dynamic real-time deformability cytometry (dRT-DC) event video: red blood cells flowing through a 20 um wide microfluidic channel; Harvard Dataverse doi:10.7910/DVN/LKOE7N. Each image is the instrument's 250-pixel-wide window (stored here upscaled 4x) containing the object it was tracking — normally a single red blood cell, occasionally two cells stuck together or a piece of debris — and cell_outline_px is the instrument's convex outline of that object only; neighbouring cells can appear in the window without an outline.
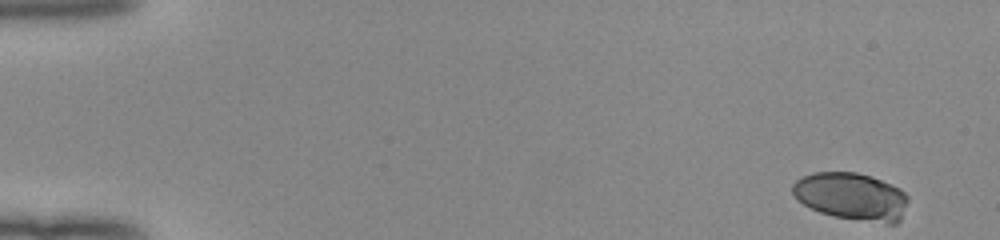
{"species": "human", "species_latin": "Homo sapiens", "temperature_condition": "room temperature", "stored_images_in_passage": 50, "camera_frame_rate_fps": 3000, "um_per_image_px": 0.085, "donor": {"sex": "female"}, "frame": {"image": 1, "passage_image": 1, "time_ms": 0.0, "image_size_px": [1000, 240], "cell_outline_px": [[908, 200], [900, 220], [896, 224], [888, 224], [832, 216], [820, 212], [796, 200], [792, 192], [792, 184], [796, 180], [804, 176], [816, 172], [856, 172], [872, 176], [892, 184], [900, 188], [908, 196]], "centroid_in_image_um": [72.39, 16.7], "position_along_channel_um": 12.6, "area_um2": 32.14}}
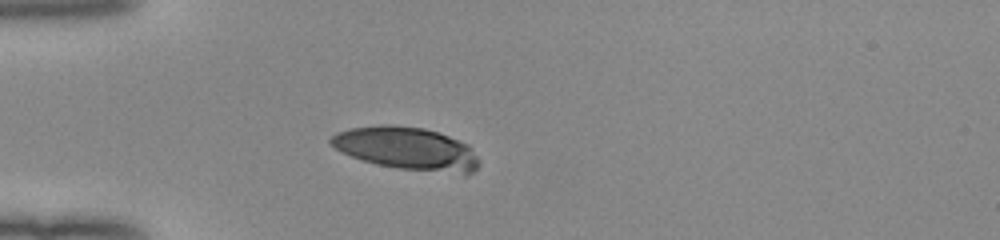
{"frame": {"image": 2, "passage_image": 14, "time_ms": 4.333, "image_size_px": [1000, 240], "cell_outline_px": [[480, 164], [472, 172], [464, 172], [400, 168], [376, 164], [352, 156], [328, 144], [328, 140], [336, 132], [352, 128], [380, 124], [392, 124], [424, 128], [448, 136], [468, 144], [480, 160]], "centroid_in_image_um": [34.53, 12.58], "position_along_channel_um": 50.5, "area_um2": 36.24}}
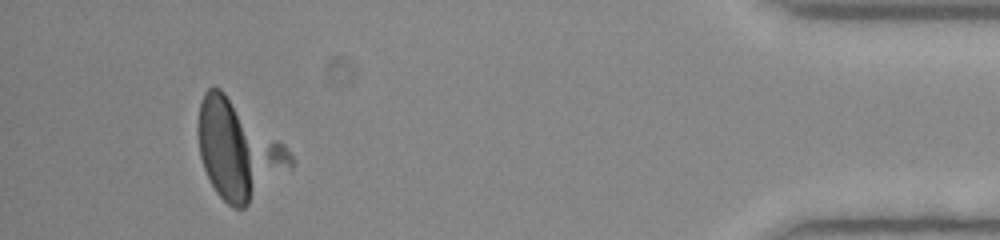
{"frame": {"image": 3, "passage_image": 47, "time_ms": 15.333, "image_size_px": [1000, 240], "cell_outline_px": [[292, 168], [244, 208], [232, 208], [216, 192], [204, 168], [200, 156], [196, 132], [196, 124], [200, 100], [204, 92], [208, 88], [220, 88], [284, 144], [292, 156]], "centroid_in_image_um": [20.2, 12.75], "position_along_channel_um": 415.0, "area_um2": 52.25}}